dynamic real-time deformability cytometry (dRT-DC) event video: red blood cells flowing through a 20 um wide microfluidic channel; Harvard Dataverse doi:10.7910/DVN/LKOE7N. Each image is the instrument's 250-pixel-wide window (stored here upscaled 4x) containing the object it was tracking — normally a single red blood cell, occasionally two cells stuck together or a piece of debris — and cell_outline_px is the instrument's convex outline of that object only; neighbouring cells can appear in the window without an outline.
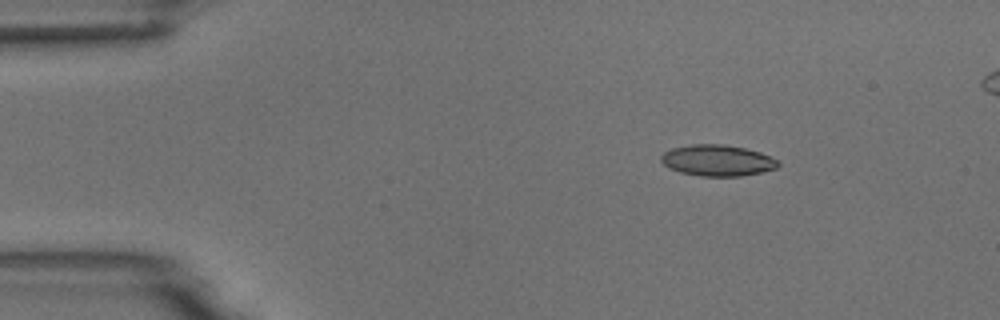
{"species": "common noctule bat (a hibernating species)", "species_latin": "Nyctalus noctula", "temperature_condition": "room temperature", "stored_images_in_passage": 6, "camera_frame_rate_fps": 3000, "um_per_image_px": 0.085, "animal": {"sex": "male", "body_mass_g": 18.8}, "frame": {"image": 1, "passage_image": 3, "time_ms": 2.333, "image_size_px": [1000, 320], "cell_outline_px": [[780, 164], [776, 168], [760, 172], [740, 176], [700, 176], [680, 172], [668, 168], [660, 160], [660, 156], [664, 152], [672, 148], [692, 144], [724, 144], [744, 148], [760, 152], [776, 160]], "centroid_in_image_um": [60.93, 13.63], "position_along_channel_um": 24.1, "area_um2": 21.15}}